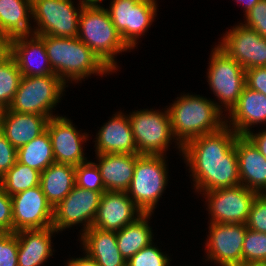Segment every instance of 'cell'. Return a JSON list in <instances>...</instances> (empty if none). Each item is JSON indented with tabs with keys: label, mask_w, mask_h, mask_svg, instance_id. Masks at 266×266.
<instances>
[{
	"label": "cell",
	"mask_w": 266,
	"mask_h": 266,
	"mask_svg": "<svg viewBox=\"0 0 266 266\" xmlns=\"http://www.w3.org/2000/svg\"><path fill=\"white\" fill-rule=\"evenodd\" d=\"M32 0H0V32L8 39L33 34L29 25Z\"/></svg>",
	"instance_id": "cell-27"
},
{
	"label": "cell",
	"mask_w": 266,
	"mask_h": 266,
	"mask_svg": "<svg viewBox=\"0 0 266 266\" xmlns=\"http://www.w3.org/2000/svg\"><path fill=\"white\" fill-rule=\"evenodd\" d=\"M169 256L150 243L127 261V266H168Z\"/></svg>",
	"instance_id": "cell-34"
},
{
	"label": "cell",
	"mask_w": 266,
	"mask_h": 266,
	"mask_svg": "<svg viewBox=\"0 0 266 266\" xmlns=\"http://www.w3.org/2000/svg\"><path fill=\"white\" fill-rule=\"evenodd\" d=\"M246 224L210 223L207 241L208 260L220 266H242Z\"/></svg>",
	"instance_id": "cell-15"
},
{
	"label": "cell",
	"mask_w": 266,
	"mask_h": 266,
	"mask_svg": "<svg viewBox=\"0 0 266 266\" xmlns=\"http://www.w3.org/2000/svg\"><path fill=\"white\" fill-rule=\"evenodd\" d=\"M49 119L47 116L20 113L6 108L1 112L0 131L19 149L44 133Z\"/></svg>",
	"instance_id": "cell-19"
},
{
	"label": "cell",
	"mask_w": 266,
	"mask_h": 266,
	"mask_svg": "<svg viewBox=\"0 0 266 266\" xmlns=\"http://www.w3.org/2000/svg\"><path fill=\"white\" fill-rule=\"evenodd\" d=\"M239 177L247 189L260 193L266 186V158L245 136L238 135L235 142Z\"/></svg>",
	"instance_id": "cell-20"
},
{
	"label": "cell",
	"mask_w": 266,
	"mask_h": 266,
	"mask_svg": "<svg viewBox=\"0 0 266 266\" xmlns=\"http://www.w3.org/2000/svg\"><path fill=\"white\" fill-rule=\"evenodd\" d=\"M240 24L224 34L217 46L245 70L266 67V38Z\"/></svg>",
	"instance_id": "cell-14"
},
{
	"label": "cell",
	"mask_w": 266,
	"mask_h": 266,
	"mask_svg": "<svg viewBox=\"0 0 266 266\" xmlns=\"http://www.w3.org/2000/svg\"><path fill=\"white\" fill-rule=\"evenodd\" d=\"M81 241L85 253L95 259L99 266H127L118 249L115 232L90 227L82 233Z\"/></svg>",
	"instance_id": "cell-24"
},
{
	"label": "cell",
	"mask_w": 266,
	"mask_h": 266,
	"mask_svg": "<svg viewBox=\"0 0 266 266\" xmlns=\"http://www.w3.org/2000/svg\"><path fill=\"white\" fill-rule=\"evenodd\" d=\"M113 72L115 56L130 48L122 40L107 9L99 5H84L79 19L77 36Z\"/></svg>",
	"instance_id": "cell-4"
},
{
	"label": "cell",
	"mask_w": 266,
	"mask_h": 266,
	"mask_svg": "<svg viewBox=\"0 0 266 266\" xmlns=\"http://www.w3.org/2000/svg\"><path fill=\"white\" fill-rule=\"evenodd\" d=\"M29 37L30 35H24L10 39L11 57L15 60L21 75H53L43 40L34 34Z\"/></svg>",
	"instance_id": "cell-18"
},
{
	"label": "cell",
	"mask_w": 266,
	"mask_h": 266,
	"mask_svg": "<svg viewBox=\"0 0 266 266\" xmlns=\"http://www.w3.org/2000/svg\"><path fill=\"white\" fill-rule=\"evenodd\" d=\"M214 101L196 95H183L175 101L168 112L174 138L182 152V147L190 140L219 131L223 121L222 107Z\"/></svg>",
	"instance_id": "cell-2"
},
{
	"label": "cell",
	"mask_w": 266,
	"mask_h": 266,
	"mask_svg": "<svg viewBox=\"0 0 266 266\" xmlns=\"http://www.w3.org/2000/svg\"><path fill=\"white\" fill-rule=\"evenodd\" d=\"M76 9L71 0H32V18L38 27L34 35L73 38L78 36L82 7ZM79 10V11H78Z\"/></svg>",
	"instance_id": "cell-7"
},
{
	"label": "cell",
	"mask_w": 266,
	"mask_h": 266,
	"mask_svg": "<svg viewBox=\"0 0 266 266\" xmlns=\"http://www.w3.org/2000/svg\"><path fill=\"white\" fill-rule=\"evenodd\" d=\"M100 1H103V0H80V4H83V5H98V3H100Z\"/></svg>",
	"instance_id": "cell-45"
},
{
	"label": "cell",
	"mask_w": 266,
	"mask_h": 266,
	"mask_svg": "<svg viewBox=\"0 0 266 266\" xmlns=\"http://www.w3.org/2000/svg\"><path fill=\"white\" fill-rule=\"evenodd\" d=\"M53 227L15 232L18 241V266H40L52 256Z\"/></svg>",
	"instance_id": "cell-25"
},
{
	"label": "cell",
	"mask_w": 266,
	"mask_h": 266,
	"mask_svg": "<svg viewBox=\"0 0 266 266\" xmlns=\"http://www.w3.org/2000/svg\"><path fill=\"white\" fill-rule=\"evenodd\" d=\"M105 191L126 192L134 174L139 154H97Z\"/></svg>",
	"instance_id": "cell-23"
},
{
	"label": "cell",
	"mask_w": 266,
	"mask_h": 266,
	"mask_svg": "<svg viewBox=\"0 0 266 266\" xmlns=\"http://www.w3.org/2000/svg\"><path fill=\"white\" fill-rule=\"evenodd\" d=\"M155 0H112L107 9L122 40L131 49L148 29L156 15Z\"/></svg>",
	"instance_id": "cell-10"
},
{
	"label": "cell",
	"mask_w": 266,
	"mask_h": 266,
	"mask_svg": "<svg viewBox=\"0 0 266 266\" xmlns=\"http://www.w3.org/2000/svg\"><path fill=\"white\" fill-rule=\"evenodd\" d=\"M46 130L51 139L56 163L78 166L87 161L81 144L87 140L88 134L77 131L69 119L57 115L51 117Z\"/></svg>",
	"instance_id": "cell-16"
},
{
	"label": "cell",
	"mask_w": 266,
	"mask_h": 266,
	"mask_svg": "<svg viewBox=\"0 0 266 266\" xmlns=\"http://www.w3.org/2000/svg\"><path fill=\"white\" fill-rule=\"evenodd\" d=\"M151 215L143 213L131 224L115 232L118 249L126 261L153 242L152 230L147 220Z\"/></svg>",
	"instance_id": "cell-28"
},
{
	"label": "cell",
	"mask_w": 266,
	"mask_h": 266,
	"mask_svg": "<svg viewBox=\"0 0 266 266\" xmlns=\"http://www.w3.org/2000/svg\"><path fill=\"white\" fill-rule=\"evenodd\" d=\"M17 162V149L0 131V179Z\"/></svg>",
	"instance_id": "cell-38"
},
{
	"label": "cell",
	"mask_w": 266,
	"mask_h": 266,
	"mask_svg": "<svg viewBox=\"0 0 266 266\" xmlns=\"http://www.w3.org/2000/svg\"><path fill=\"white\" fill-rule=\"evenodd\" d=\"M21 72L15 62L10 57L2 66H0V109L4 110L11 105L15 93L18 89Z\"/></svg>",
	"instance_id": "cell-31"
},
{
	"label": "cell",
	"mask_w": 266,
	"mask_h": 266,
	"mask_svg": "<svg viewBox=\"0 0 266 266\" xmlns=\"http://www.w3.org/2000/svg\"><path fill=\"white\" fill-rule=\"evenodd\" d=\"M255 146L256 148L265 156L266 158V131L259 133H253V131L245 135Z\"/></svg>",
	"instance_id": "cell-41"
},
{
	"label": "cell",
	"mask_w": 266,
	"mask_h": 266,
	"mask_svg": "<svg viewBox=\"0 0 266 266\" xmlns=\"http://www.w3.org/2000/svg\"><path fill=\"white\" fill-rule=\"evenodd\" d=\"M246 87L266 96V67L245 70Z\"/></svg>",
	"instance_id": "cell-40"
},
{
	"label": "cell",
	"mask_w": 266,
	"mask_h": 266,
	"mask_svg": "<svg viewBox=\"0 0 266 266\" xmlns=\"http://www.w3.org/2000/svg\"><path fill=\"white\" fill-rule=\"evenodd\" d=\"M11 199L13 232L52 227L53 207L48 203L40 185L16 193Z\"/></svg>",
	"instance_id": "cell-13"
},
{
	"label": "cell",
	"mask_w": 266,
	"mask_h": 266,
	"mask_svg": "<svg viewBox=\"0 0 266 266\" xmlns=\"http://www.w3.org/2000/svg\"><path fill=\"white\" fill-rule=\"evenodd\" d=\"M0 232H13L12 199L0 185Z\"/></svg>",
	"instance_id": "cell-39"
},
{
	"label": "cell",
	"mask_w": 266,
	"mask_h": 266,
	"mask_svg": "<svg viewBox=\"0 0 266 266\" xmlns=\"http://www.w3.org/2000/svg\"><path fill=\"white\" fill-rule=\"evenodd\" d=\"M213 50L207 82L218 100L230 112L246 86L245 69L218 46Z\"/></svg>",
	"instance_id": "cell-9"
},
{
	"label": "cell",
	"mask_w": 266,
	"mask_h": 266,
	"mask_svg": "<svg viewBox=\"0 0 266 266\" xmlns=\"http://www.w3.org/2000/svg\"><path fill=\"white\" fill-rule=\"evenodd\" d=\"M4 191L12 196L40 185V172L27 165L16 162L0 179Z\"/></svg>",
	"instance_id": "cell-30"
},
{
	"label": "cell",
	"mask_w": 266,
	"mask_h": 266,
	"mask_svg": "<svg viewBox=\"0 0 266 266\" xmlns=\"http://www.w3.org/2000/svg\"><path fill=\"white\" fill-rule=\"evenodd\" d=\"M66 83L56 74L22 76L11 105L12 111L54 117L52 109L57 105ZM52 114V115H51Z\"/></svg>",
	"instance_id": "cell-5"
},
{
	"label": "cell",
	"mask_w": 266,
	"mask_h": 266,
	"mask_svg": "<svg viewBox=\"0 0 266 266\" xmlns=\"http://www.w3.org/2000/svg\"><path fill=\"white\" fill-rule=\"evenodd\" d=\"M260 197H262L266 201V186L258 193Z\"/></svg>",
	"instance_id": "cell-47"
},
{
	"label": "cell",
	"mask_w": 266,
	"mask_h": 266,
	"mask_svg": "<svg viewBox=\"0 0 266 266\" xmlns=\"http://www.w3.org/2000/svg\"><path fill=\"white\" fill-rule=\"evenodd\" d=\"M17 162L27 165L40 173L55 162L52 143L47 130L17 149Z\"/></svg>",
	"instance_id": "cell-29"
},
{
	"label": "cell",
	"mask_w": 266,
	"mask_h": 266,
	"mask_svg": "<svg viewBox=\"0 0 266 266\" xmlns=\"http://www.w3.org/2000/svg\"><path fill=\"white\" fill-rule=\"evenodd\" d=\"M266 262V233L247 229L242 249V265Z\"/></svg>",
	"instance_id": "cell-32"
},
{
	"label": "cell",
	"mask_w": 266,
	"mask_h": 266,
	"mask_svg": "<svg viewBox=\"0 0 266 266\" xmlns=\"http://www.w3.org/2000/svg\"><path fill=\"white\" fill-rule=\"evenodd\" d=\"M211 213L210 223L245 224L258 193L242 184L204 192Z\"/></svg>",
	"instance_id": "cell-11"
},
{
	"label": "cell",
	"mask_w": 266,
	"mask_h": 266,
	"mask_svg": "<svg viewBox=\"0 0 266 266\" xmlns=\"http://www.w3.org/2000/svg\"><path fill=\"white\" fill-rule=\"evenodd\" d=\"M95 142L96 154L138 153L128 116L114 114L98 131Z\"/></svg>",
	"instance_id": "cell-21"
},
{
	"label": "cell",
	"mask_w": 266,
	"mask_h": 266,
	"mask_svg": "<svg viewBox=\"0 0 266 266\" xmlns=\"http://www.w3.org/2000/svg\"><path fill=\"white\" fill-rule=\"evenodd\" d=\"M5 37L1 34L0 32V42L4 39Z\"/></svg>",
	"instance_id": "cell-48"
},
{
	"label": "cell",
	"mask_w": 266,
	"mask_h": 266,
	"mask_svg": "<svg viewBox=\"0 0 266 266\" xmlns=\"http://www.w3.org/2000/svg\"><path fill=\"white\" fill-rule=\"evenodd\" d=\"M242 266H266V262H252V263L244 264Z\"/></svg>",
	"instance_id": "cell-46"
},
{
	"label": "cell",
	"mask_w": 266,
	"mask_h": 266,
	"mask_svg": "<svg viewBox=\"0 0 266 266\" xmlns=\"http://www.w3.org/2000/svg\"><path fill=\"white\" fill-rule=\"evenodd\" d=\"M0 266H18V241L15 232H0Z\"/></svg>",
	"instance_id": "cell-35"
},
{
	"label": "cell",
	"mask_w": 266,
	"mask_h": 266,
	"mask_svg": "<svg viewBox=\"0 0 266 266\" xmlns=\"http://www.w3.org/2000/svg\"><path fill=\"white\" fill-rule=\"evenodd\" d=\"M245 17L246 22L242 25L255 30L266 38V0H260L245 14Z\"/></svg>",
	"instance_id": "cell-37"
},
{
	"label": "cell",
	"mask_w": 266,
	"mask_h": 266,
	"mask_svg": "<svg viewBox=\"0 0 266 266\" xmlns=\"http://www.w3.org/2000/svg\"><path fill=\"white\" fill-rule=\"evenodd\" d=\"M44 42L51 68L65 83L78 81L91 74L112 72L78 37L64 38L38 35Z\"/></svg>",
	"instance_id": "cell-3"
},
{
	"label": "cell",
	"mask_w": 266,
	"mask_h": 266,
	"mask_svg": "<svg viewBox=\"0 0 266 266\" xmlns=\"http://www.w3.org/2000/svg\"><path fill=\"white\" fill-rule=\"evenodd\" d=\"M228 127L238 135H246L253 124L266 122V96L258 91L244 87L237 104L229 112Z\"/></svg>",
	"instance_id": "cell-22"
},
{
	"label": "cell",
	"mask_w": 266,
	"mask_h": 266,
	"mask_svg": "<svg viewBox=\"0 0 266 266\" xmlns=\"http://www.w3.org/2000/svg\"><path fill=\"white\" fill-rule=\"evenodd\" d=\"M128 119L138 154L163 156L174 139L168 109L164 113L148 109L134 111Z\"/></svg>",
	"instance_id": "cell-8"
},
{
	"label": "cell",
	"mask_w": 266,
	"mask_h": 266,
	"mask_svg": "<svg viewBox=\"0 0 266 266\" xmlns=\"http://www.w3.org/2000/svg\"><path fill=\"white\" fill-rule=\"evenodd\" d=\"M142 214L126 192L105 191L101 195L92 227L117 232Z\"/></svg>",
	"instance_id": "cell-17"
},
{
	"label": "cell",
	"mask_w": 266,
	"mask_h": 266,
	"mask_svg": "<svg viewBox=\"0 0 266 266\" xmlns=\"http://www.w3.org/2000/svg\"><path fill=\"white\" fill-rule=\"evenodd\" d=\"M245 224L250 230L266 233V201L259 195L253 201Z\"/></svg>",
	"instance_id": "cell-36"
},
{
	"label": "cell",
	"mask_w": 266,
	"mask_h": 266,
	"mask_svg": "<svg viewBox=\"0 0 266 266\" xmlns=\"http://www.w3.org/2000/svg\"><path fill=\"white\" fill-rule=\"evenodd\" d=\"M76 186L93 190L97 192H105L103 179L101 177L98 166L93 162H83L75 166Z\"/></svg>",
	"instance_id": "cell-33"
},
{
	"label": "cell",
	"mask_w": 266,
	"mask_h": 266,
	"mask_svg": "<svg viewBox=\"0 0 266 266\" xmlns=\"http://www.w3.org/2000/svg\"><path fill=\"white\" fill-rule=\"evenodd\" d=\"M66 266H99L95 259L91 258L88 254L83 258H76L69 260Z\"/></svg>",
	"instance_id": "cell-43"
},
{
	"label": "cell",
	"mask_w": 266,
	"mask_h": 266,
	"mask_svg": "<svg viewBox=\"0 0 266 266\" xmlns=\"http://www.w3.org/2000/svg\"><path fill=\"white\" fill-rule=\"evenodd\" d=\"M238 134L231 127L194 138L182 147L196 189L200 192L241 184L235 142Z\"/></svg>",
	"instance_id": "cell-1"
},
{
	"label": "cell",
	"mask_w": 266,
	"mask_h": 266,
	"mask_svg": "<svg viewBox=\"0 0 266 266\" xmlns=\"http://www.w3.org/2000/svg\"><path fill=\"white\" fill-rule=\"evenodd\" d=\"M162 155H139L126 193L143 213H152L167 184Z\"/></svg>",
	"instance_id": "cell-6"
},
{
	"label": "cell",
	"mask_w": 266,
	"mask_h": 266,
	"mask_svg": "<svg viewBox=\"0 0 266 266\" xmlns=\"http://www.w3.org/2000/svg\"><path fill=\"white\" fill-rule=\"evenodd\" d=\"M260 0H236V2L240 3H245L244 8H245V14L251 10Z\"/></svg>",
	"instance_id": "cell-44"
},
{
	"label": "cell",
	"mask_w": 266,
	"mask_h": 266,
	"mask_svg": "<svg viewBox=\"0 0 266 266\" xmlns=\"http://www.w3.org/2000/svg\"><path fill=\"white\" fill-rule=\"evenodd\" d=\"M103 193L75 185L71 192L53 208L52 227L58 232L72 225L85 223L83 224V232H85L92 227Z\"/></svg>",
	"instance_id": "cell-12"
},
{
	"label": "cell",
	"mask_w": 266,
	"mask_h": 266,
	"mask_svg": "<svg viewBox=\"0 0 266 266\" xmlns=\"http://www.w3.org/2000/svg\"><path fill=\"white\" fill-rule=\"evenodd\" d=\"M75 166L52 163L40 173V186L48 201L55 208L75 187Z\"/></svg>",
	"instance_id": "cell-26"
},
{
	"label": "cell",
	"mask_w": 266,
	"mask_h": 266,
	"mask_svg": "<svg viewBox=\"0 0 266 266\" xmlns=\"http://www.w3.org/2000/svg\"><path fill=\"white\" fill-rule=\"evenodd\" d=\"M11 57L10 39L4 38L0 42V66H2Z\"/></svg>",
	"instance_id": "cell-42"
}]
</instances>
